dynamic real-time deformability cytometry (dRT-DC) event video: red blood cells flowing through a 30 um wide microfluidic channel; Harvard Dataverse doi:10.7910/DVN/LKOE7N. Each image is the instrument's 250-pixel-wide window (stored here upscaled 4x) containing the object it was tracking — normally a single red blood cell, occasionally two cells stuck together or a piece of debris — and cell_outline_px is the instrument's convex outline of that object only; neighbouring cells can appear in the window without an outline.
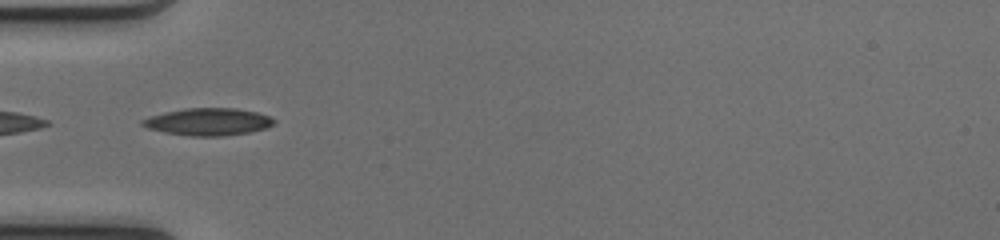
{"species": "common noctule bat (a hibernating species)", "species_latin": "Nyctalus noctula", "temperature_condition": "cold", "stored_images_in_passage": 6, "camera_frame_rate_fps": 3000, "um_per_image_px": 0.085, "animal": {"sex": "female", "body_mass_g": 17.0, "forearm_length_mm": 48.0}, "frame": {"image": 1, "passage_image": 4, "time_ms": 1.0, "image_size_px": [1000, 240], "cell_outline_px": [[276, 120], [268, 128], [248, 132], [224, 136], [188, 136], [164, 132], [148, 128], [140, 124], [140, 120], [164, 112], [188, 108], [236, 108], [256, 112], [268, 116]], "centroid_in_image_um": [17.69, 10.35], "position_along_channel_um": 67.3, "area_um2": 20.87}}